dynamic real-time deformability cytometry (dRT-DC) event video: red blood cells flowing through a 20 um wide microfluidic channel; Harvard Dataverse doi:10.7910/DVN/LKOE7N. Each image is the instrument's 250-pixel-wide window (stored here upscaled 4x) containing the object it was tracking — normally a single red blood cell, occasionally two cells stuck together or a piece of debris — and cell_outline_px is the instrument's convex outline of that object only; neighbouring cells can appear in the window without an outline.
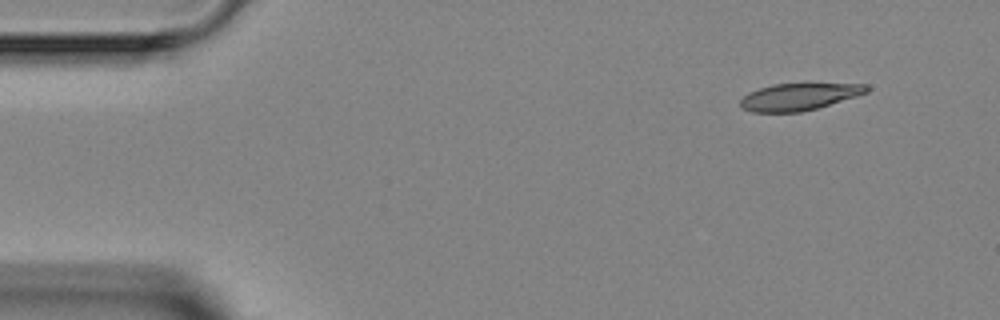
{"species": "Egyptian fruit bat (a non-hibernating species)", "species_latin": "Rousettus aegyptiacus", "temperature_condition": "room temperature", "stored_images_in_passage": 7, "camera_frame_rate_fps": 3000, "um_per_image_px": 0.085, "animal": {"sex": "female"}, "frame": {"image": 1, "passage_image": 1, "time_ms": 0.0, "image_size_px": [1000, 320], "cell_outline_px": [[868, 92], [856, 96], [816, 108], [800, 112], [752, 112], [744, 108], [740, 104], [740, 100], [748, 92], [772, 84], [868, 84]], "centroid_in_image_um": [67.89, 8.22], "position_along_channel_um": 17.1, "area_um2": 19.54}}
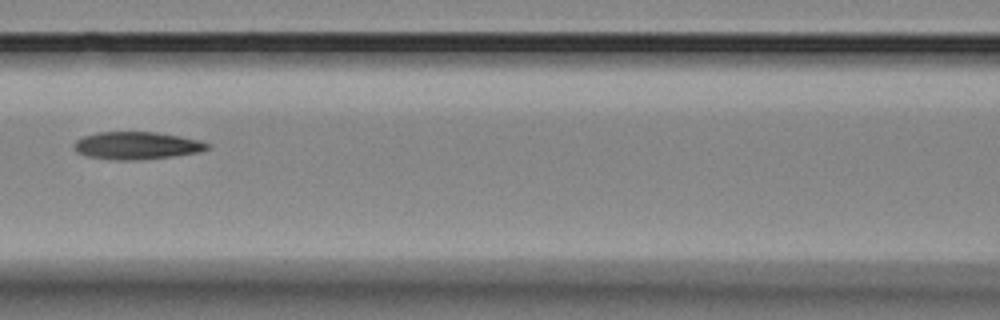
{"frame": {"image": 2, "passage_image": 6, "time_ms": 5.667, "image_size_px": [1000, 320], "cell_outline_px": [[212, 148], [200, 152], [176, 156], [136, 160], [112, 160], [84, 156], [76, 152], [72, 148], [72, 144], [76, 140], [84, 136], [100, 132], [156, 132], [180, 136], [200, 140], [212, 144]], "centroid_in_image_um": [11.64, 12.38], "position_along_channel_um": 155.0, "area_um2": 21.85}}
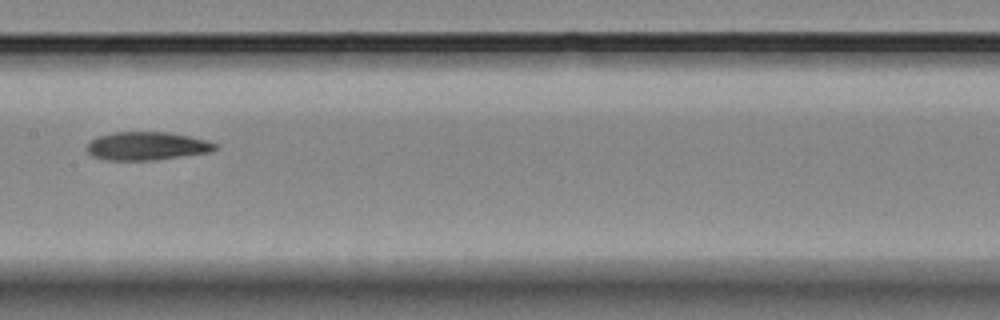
{"frame": {"image": 3, "passage_image": 7, "time_ms": 6.667, "image_size_px": [1000, 320], "cell_outline_px": [[216, 148], [212, 152], [156, 160], [104, 160], [92, 156], [84, 148], [96, 136], [112, 132], [164, 132], [188, 136], [208, 140], [216, 144]], "centroid_in_image_um": [12.45, 12.42], "position_along_channel_um": 194.9, "area_um2": 21.27}}